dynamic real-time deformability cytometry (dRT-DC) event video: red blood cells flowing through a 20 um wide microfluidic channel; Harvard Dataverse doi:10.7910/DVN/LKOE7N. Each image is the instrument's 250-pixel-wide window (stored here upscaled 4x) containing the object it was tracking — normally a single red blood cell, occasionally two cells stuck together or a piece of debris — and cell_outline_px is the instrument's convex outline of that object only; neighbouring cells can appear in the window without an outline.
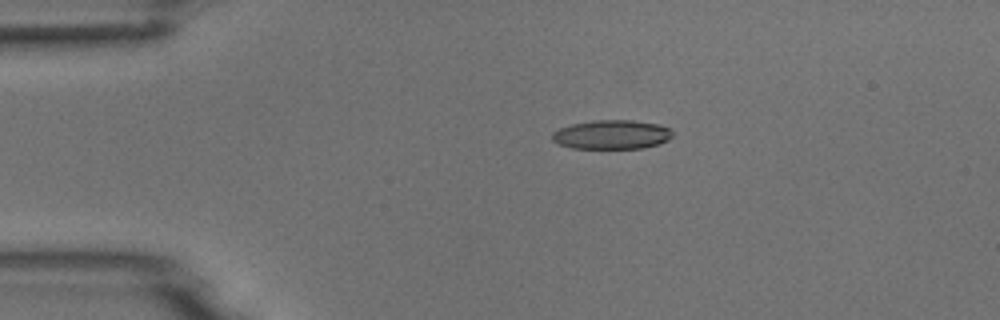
{"species": "common noctule bat (a hibernating species)", "species_latin": "Nyctalus noctula", "temperature_condition": "room temperature", "stored_images_in_passage": 7, "camera_frame_rate_fps": 3000, "um_per_image_px": 0.085, "animal": {"sex": "male", "body_mass_g": 18.8}, "frame": {"image": 1, "passage_image": 4, "time_ms": 1.0, "image_size_px": [1000, 320], "cell_outline_px": [[672, 136], [668, 140], [660, 144], [644, 148], [572, 148], [556, 144], [552, 140], [552, 132], [560, 128], [572, 124], [592, 120], [632, 120], [660, 124], [672, 128]], "centroid_in_image_um": [52.02, 11.44], "position_along_channel_um": 33.0, "area_um2": 20.69}}
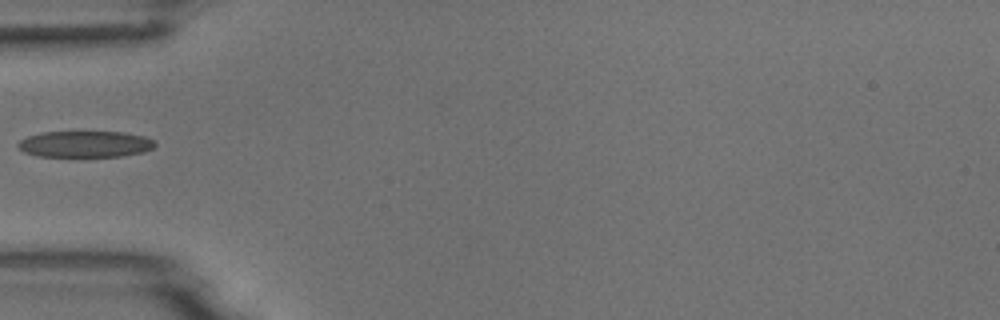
{"frame": {"image": 2, "passage_image": 6, "time_ms": 1.667, "image_size_px": [1000, 320], "cell_outline_px": [[156, 144], [152, 148], [144, 152], [120, 156], [36, 156], [24, 152], [16, 144], [20, 140], [28, 136], [40, 132], [124, 132], [144, 136], [156, 140]], "centroid_in_image_um": [7.25, 12.24], "position_along_channel_um": 77.8, "area_um2": 21.04}}